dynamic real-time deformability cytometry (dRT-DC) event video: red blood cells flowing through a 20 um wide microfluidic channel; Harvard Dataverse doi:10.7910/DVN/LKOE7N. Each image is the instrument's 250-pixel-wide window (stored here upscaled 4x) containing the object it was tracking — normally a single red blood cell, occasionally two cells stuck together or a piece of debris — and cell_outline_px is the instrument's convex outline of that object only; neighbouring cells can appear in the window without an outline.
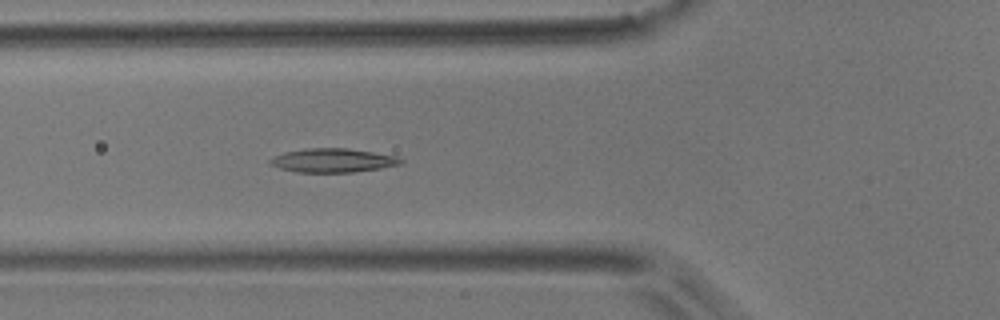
{"species": "common noctule bat (a hibernating species)", "species_latin": "Nyctalus noctula", "temperature_condition": "room temperature", "stored_images_in_passage": 4, "camera_frame_rate_fps": 3000, "um_per_image_px": 0.085, "animal": {"sex": "male", "body_mass_g": 17.9}, "frame": {"image": 1, "passage_image": 4, "time_ms": 4.333, "image_size_px": [1000, 320], "cell_outline_px": [[404, 160], [400, 164], [380, 168], [352, 172], [296, 172], [280, 168], [268, 164], [268, 160], [284, 152], [304, 148], [348, 148], [396, 156]], "centroid_in_image_um": [28.25, 13.63], "position_along_channel_um": 97.5, "area_um2": 18.09}}